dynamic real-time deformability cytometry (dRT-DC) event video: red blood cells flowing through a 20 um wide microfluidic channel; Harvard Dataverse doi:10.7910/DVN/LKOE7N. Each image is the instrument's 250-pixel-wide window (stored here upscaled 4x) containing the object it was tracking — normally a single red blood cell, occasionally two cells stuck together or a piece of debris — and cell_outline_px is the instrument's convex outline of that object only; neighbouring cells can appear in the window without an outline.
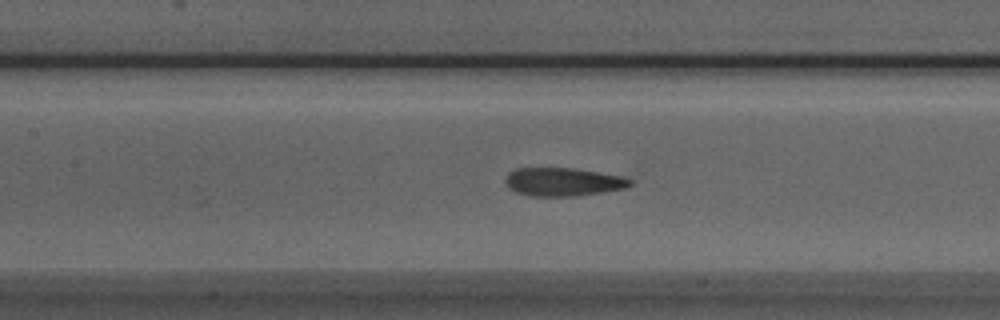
{"species": "Egyptian fruit bat (a non-hibernating species)", "species_latin": "Rousettus aegyptiacus", "temperature_condition": "room temperature", "stored_images_in_passage": 45, "camera_frame_rate_fps": 3000, "um_per_image_px": 0.085, "animal": {"sex": "male"}, "frame": {"image": 1, "passage_image": 26, "time_ms": 8.333, "image_size_px": [1000, 320], "cell_outline_px": [[632, 184], [624, 188], [600, 192], [572, 196], [532, 196], [516, 192], [508, 188], [504, 180], [508, 172], [516, 168], [572, 168], [624, 176], [632, 180]], "centroid_in_image_um": [47.82, 15.45], "position_along_channel_um": 159.6, "area_um2": 20.52}}
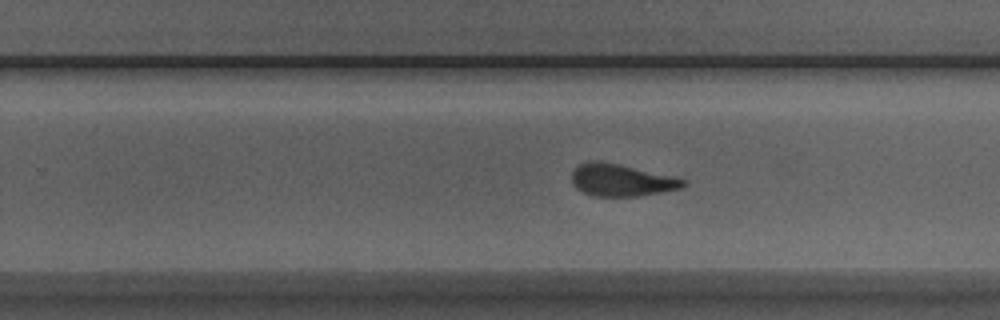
{"frame": {"image": 2, "passage_image": 35, "time_ms": 11.333, "image_size_px": [1000, 320], "cell_outline_px": [[688, 184], [680, 188], [660, 192], [636, 196], [592, 196], [576, 188], [572, 184], [572, 172], [580, 164], [592, 160], [596, 160], [616, 164], [688, 180]], "centroid_in_image_um": [52.79, 15.32], "position_along_channel_um": 277.0, "area_um2": 20.46}}
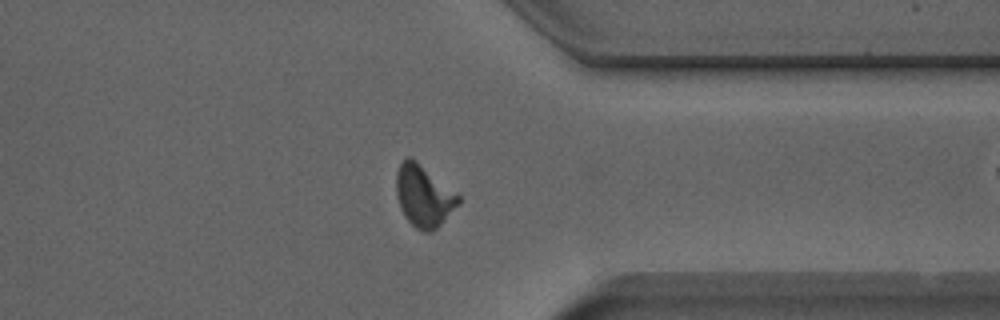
{"frame": {"image": 3, "passage_image": 43, "time_ms": 14.0, "image_size_px": [1000, 320], "cell_outline_px": [[460, 204], [432, 232], [424, 232], [416, 228], [404, 216], [400, 208], [396, 196], [396, 172], [400, 164], [408, 156], [412, 156], [460, 196]], "centroid_in_image_um": [36.0, 16.65], "position_along_channel_um": 375.4, "area_um2": 22.37}}